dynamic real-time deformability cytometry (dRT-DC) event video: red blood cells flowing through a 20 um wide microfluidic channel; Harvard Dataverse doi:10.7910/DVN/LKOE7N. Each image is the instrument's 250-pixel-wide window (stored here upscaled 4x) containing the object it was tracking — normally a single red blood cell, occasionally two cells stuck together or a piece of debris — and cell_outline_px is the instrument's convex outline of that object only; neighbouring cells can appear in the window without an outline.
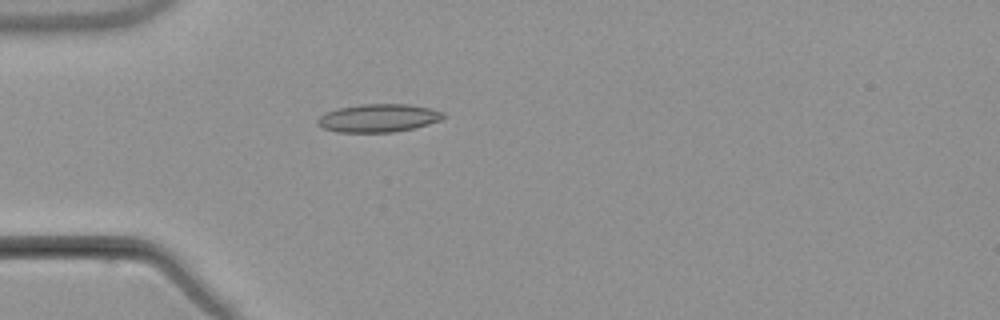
{"species": "common noctule bat (a hibernating species)", "species_latin": "Nyctalus noctula", "temperature_condition": "warm", "stored_images_in_passage": 4, "camera_frame_rate_fps": 3000, "um_per_image_px": 0.085, "animal": {"sex": "male", "body_mass_g": 21.5, "forearm_length_mm": 52.0}, "frame": {"image": 1, "passage_image": 4, "time_ms": 4.0, "image_size_px": [1000, 320], "cell_outline_px": [[444, 116], [440, 120], [428, 124], [412, 128], [392, 132], [336, 132], [324, 128], [316, 124], [316, 120], [324, 112], [340, 108], [360, 104], [408, 104], [428, 108], [444, 112]], "centroid_in_image_um": [32.12, 10.03], "position_along_channel_um": 52.9, "area_um2": 20.46}}